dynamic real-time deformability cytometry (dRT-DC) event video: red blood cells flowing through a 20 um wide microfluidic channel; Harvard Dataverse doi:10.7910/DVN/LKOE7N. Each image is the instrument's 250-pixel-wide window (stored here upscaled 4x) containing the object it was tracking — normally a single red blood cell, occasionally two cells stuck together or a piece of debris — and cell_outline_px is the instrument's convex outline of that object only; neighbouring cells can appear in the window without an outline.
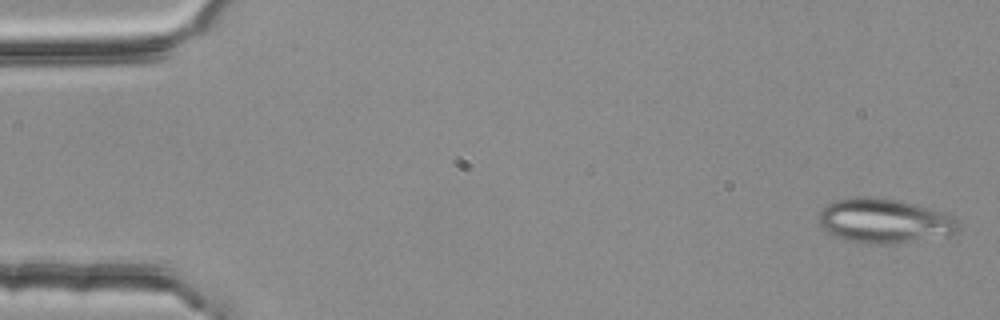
{"species": "common noctule bat (a hibernating species)", "species_latin": "Nyctalus noctula", "temperature_condition": "room temperature", "stored_images_in_passage": 54, "segment_of_instrument_passage": [1, 2], "camera_frame_rate_fps": 3000, "um_per_image_px": 0.085, "animal": {"sex": "female", "body_mass_g": 25.1}, "frame": {"image": 1, "passage_image": 2, "time_ms": 0.333, "image_size_px": [1000, 320], "cell_outline_px": [[960, 228], [956, 232], [888, 244], [868, 244], [836, 236], [828, 232], [820, 224], [816, 216], [824, 204], [832, 200], [856, 196], [868, 196], [900, 200], [944, 212], [952, 216], [956, 220]], "centroid_in_image_um": [75.07, 18.72], "position_along_channel_um": 9.9, "area_um2": 35.84}}